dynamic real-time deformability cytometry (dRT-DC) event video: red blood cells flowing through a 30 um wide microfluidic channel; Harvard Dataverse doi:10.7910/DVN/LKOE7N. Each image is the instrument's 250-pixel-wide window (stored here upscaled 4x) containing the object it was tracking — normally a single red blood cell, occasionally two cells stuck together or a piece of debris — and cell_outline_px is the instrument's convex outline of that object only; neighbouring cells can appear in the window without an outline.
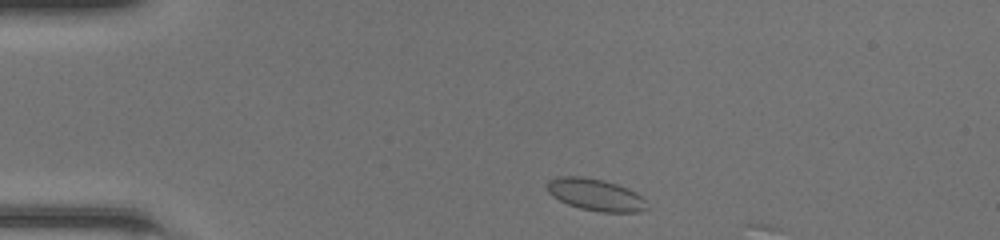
{"species": "common noctule bat (a hibernating species)", "species_latin": "Nyctalus noctula", "temperature_condition": "room temperature", "stored_images_in_passage": 5, "camera_frame_rate_fps": 3000, "um_per_image_px": 0.085, "animal": {"sex": "female", "body_mass_g": 20.0, "forearm_length_mm": 54.0}, "frame": {"image": 1, "passage_image": 2, "time_ms": 0.333, "image_size_px": [1000, 240], "cell_outline_px": [[648, 208], [640, 212], [600, 212], [580, 208], [568, 204], [552, 196], [548, 192], [548, 180], [560, 176], [580, 176], [604, 180], [628, 188], [636, 192], [644, 200]], "centroid_in_image_um": [50.62, 16.55], "position_along_channel_um": 34.4, "area_um2": 18.5}}